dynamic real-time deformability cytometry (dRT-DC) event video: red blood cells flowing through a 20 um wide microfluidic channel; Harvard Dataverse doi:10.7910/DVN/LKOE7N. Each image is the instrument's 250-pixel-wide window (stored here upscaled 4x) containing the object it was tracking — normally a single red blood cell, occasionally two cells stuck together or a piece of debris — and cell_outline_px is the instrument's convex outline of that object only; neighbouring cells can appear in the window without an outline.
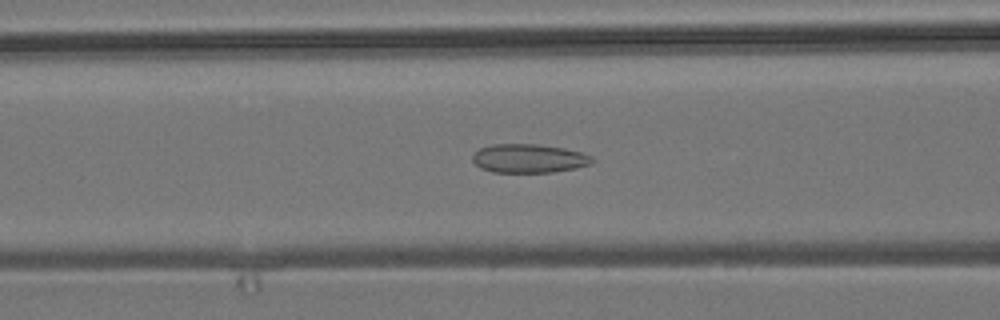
{"species": "common noctule bat (a hibernating species)", "species_latin": "Nyctalus noctula", "temperature_condition": "room temperature", "stored_images_in_passage": 43, "camera_frame_rate_fps": 3000, "um_per_image_px": 0.085, "animal": {"sex": "male", "body_mass_g": 19.2, "forearm_length_mm": 51.8}, "frame": {"image": 1, "passage_image": 22, "time_ms": 7.0, "image_size_px": [1000, 320], "cell_outline_px": [[592, 164], [576, 168], [552, 172], [492, 172], [480, 168], [472, 160], [472, 156], [480, 148], [492, 144], [540, 144], [564, 148], [580, 152], [592, 156]], "centroid_in_image_um": [44.95, 13.46], "position_along_channel_um": 121.7, "area_um2": 20.06}}
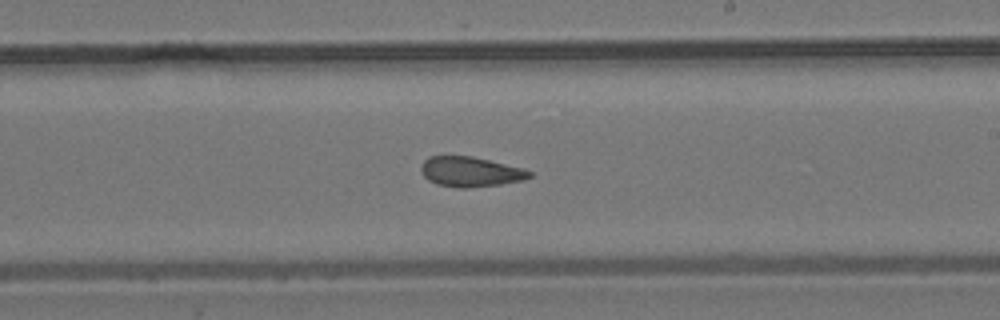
{"frame": {"image": 2, "passage_image": 32, "time_ms": 10.333, "image_size_px": [1000, 320], "cell_outline_px": [[532, 176], [524, 180], [500, 184], [464, 188], [460, 188], [436, 184], [428, 180], [424, 176], [420, 168], [424, 160], [428, 156], [472, 156], [520, 168], [532, 172]], "centroid_in_image_um": [39.95, 14.6], "position_along_channel_um": 249.1, "area_um2": 18.73}}
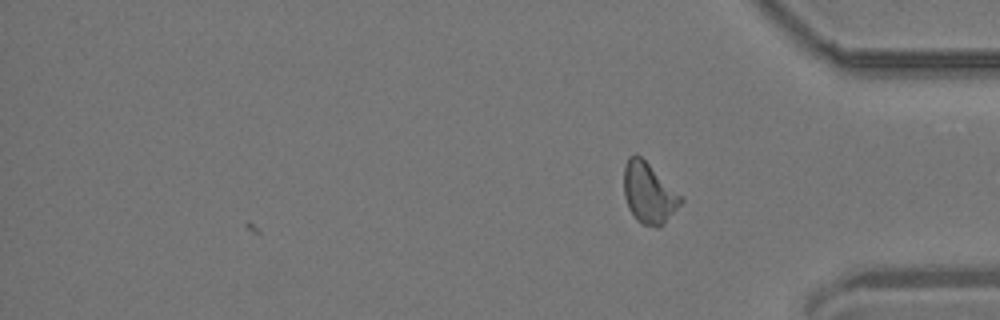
{"frame": {"image": 3, "passage_image": 43, "time_ms": 14.0, "image_size_px": [1000, 320], "cell_outline_px": [[684, 200], [664, 224], [660, 228], [656, 228], [640, 224], [636, 220], [628, 208], [624, 196], [624, 164], [628, 156], [636, 152], [684, 196]], "centroid_in_image_um": [55.15, 16.41], "position_along_channel_um": 380.0, "area_um2": 20.63}, "authors_computed_cell_mechanics": {"area_um2": 20.6346, "velocity_mm_per_s": 3.8223, "shape_relaxation_time_tau1_ms": null, "shape_relaxation_time_tau2_ms": 3.0526, "deformation_change_tau1": null, "deformation_change_tau2": 0.1034}}